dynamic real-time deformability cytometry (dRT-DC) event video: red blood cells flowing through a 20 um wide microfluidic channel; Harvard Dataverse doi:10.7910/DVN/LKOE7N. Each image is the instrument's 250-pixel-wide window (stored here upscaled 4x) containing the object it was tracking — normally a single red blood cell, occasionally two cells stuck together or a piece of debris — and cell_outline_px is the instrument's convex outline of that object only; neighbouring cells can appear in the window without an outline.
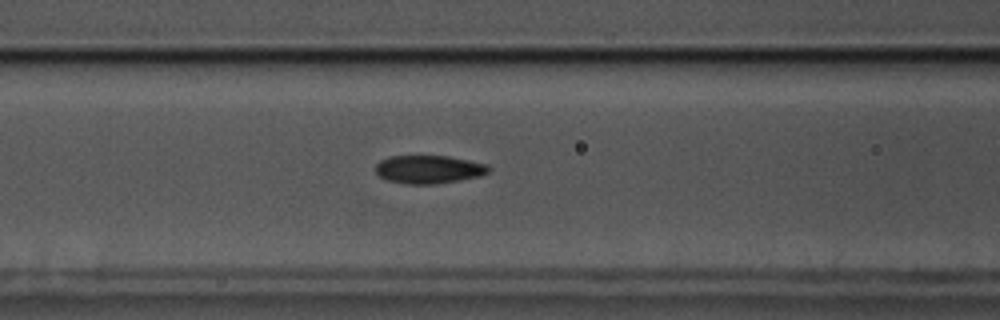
{"species": "common noctule bat (a hibernating species)", "species_latin": "Nyctalus noctula", "temperature_condition": "cold", "stored_images_in_passage": 49, "camera_frame_rate_fps": 3000, "um_per_image_px": 0.085, "animal": {"sex": "male", "body_mass_g": 17.5, "forearm_length_mm": 52.3}, "frame": {"image": 1, "passage_image": 15, "time_ms": 4.667, "image_size_px": [1000, 320], "cell_outline_px": [[492, 168], [488, 172], [480, 176], [460, 180], [436, 184], [404, 184], [388, 180], [380, 176], [376, 172], [376, 164], [380, 160], [392, 156], [448, 156], [488, 164]], "centroid_in_image_um": [36.47, 14.4], "position_along_channel_um": 130.1, "area_um2": 18.61}}
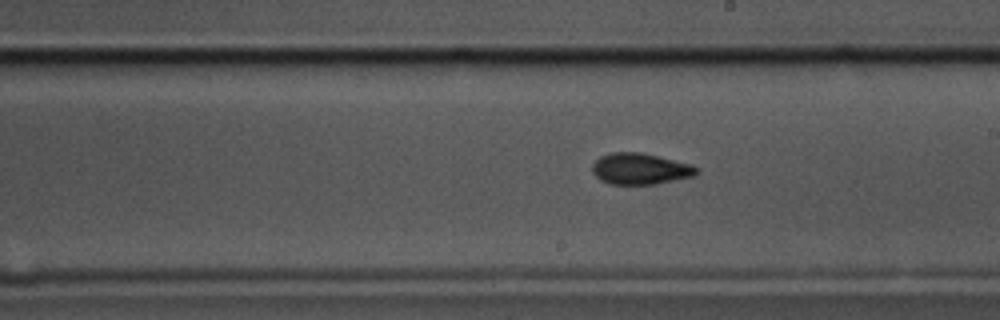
{"frame": {"image": 2, "passage_image": 24, "time_ms": 7.667, "image_size_px": [1000, 320], "cell_outline_px": [[700, 172], [696, 176], [656, 184], [608, 184], [600, 180], [592, 172], [592, 164], [600, 156], [608, 152], [640, 152], [692, 164], [700, 168]], "centroid_in_image_um": [54.44, 14.35], "position_along_channel_um": 234.6, "area_um2": 19.31}}
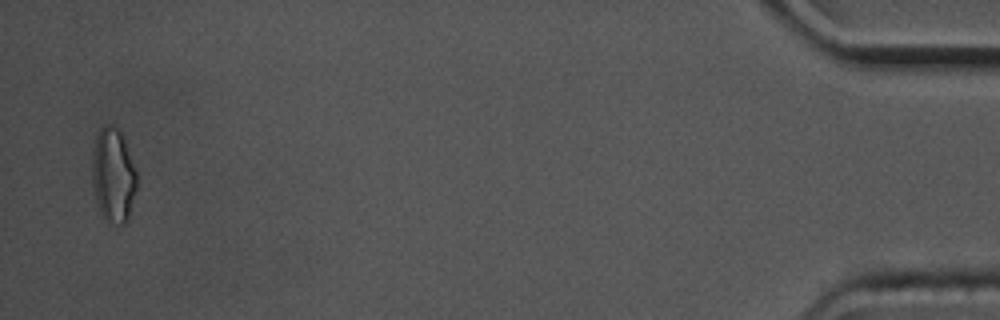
{"frame": {"image": 3, "passage_image": 48, "time_ms": 15.667, "image_size_px": [1000, 320], "cell_outline_px": [[136, 188], [128, 220], [124, 224], [120, 224], [104, 220], [100, 212], [96, 200], [92, 180], [92, 156], [96, 136], [100, 128], [104, 124], [112, 124], [120, 132], [124, 140], [136, 172]], "centroid_in_image_um": [9.61, 14.91], "position_along_channel_um": 425.6, "area_um2": 24.33}, "authors_computed_cell_mechanics": {"area_um2": 18.8428, "velocity_mm_per_s": 3.4912, "shape_relaxation_time_tau1_ms": 6.9855, "shape_relaxation_time_tau2_ms": 3.6947, "deformation_change_tau1": 0.1354, "deformation_change_tau2": 0.0941}}